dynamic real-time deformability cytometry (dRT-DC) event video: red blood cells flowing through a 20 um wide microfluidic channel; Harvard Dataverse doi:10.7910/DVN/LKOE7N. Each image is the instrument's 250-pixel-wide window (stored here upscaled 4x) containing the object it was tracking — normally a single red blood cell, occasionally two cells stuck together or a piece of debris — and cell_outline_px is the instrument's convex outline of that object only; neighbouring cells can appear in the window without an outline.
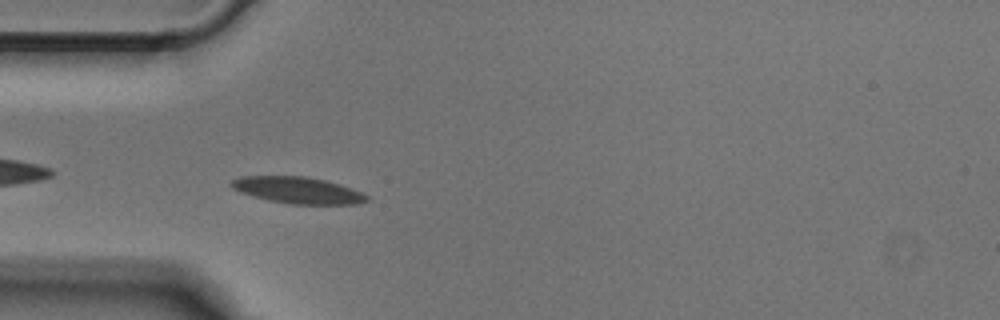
{"species": "Egyptian fruit bat (a non-hibernating species)", "species_latin": "Rousettus aegyptiacus", "temperature_condition": "cold", "stored_images_in_passage": 39, "camera_frame_rate_fps": 3000, "um_per_image_px": 0.085, "animal": {"sex": "male"}, "frame": {"image": 1, "passage_image": 3, "time_ms": 0.667, "image_size_px": [1000, 320], "cell_outline_px": [[368, 200], [360, 204], [292, 204], [268, 200], [252, 196], [240, 192], [232, 188], [228, 184], [232, 180], [240, 176], [304, 176], [324, 180], [360, 192], [368, 196]], "centroid_in_image_um": [25.24, 16.17], "position_along_channel_um": 59.8, "area_um2": 20.75}}
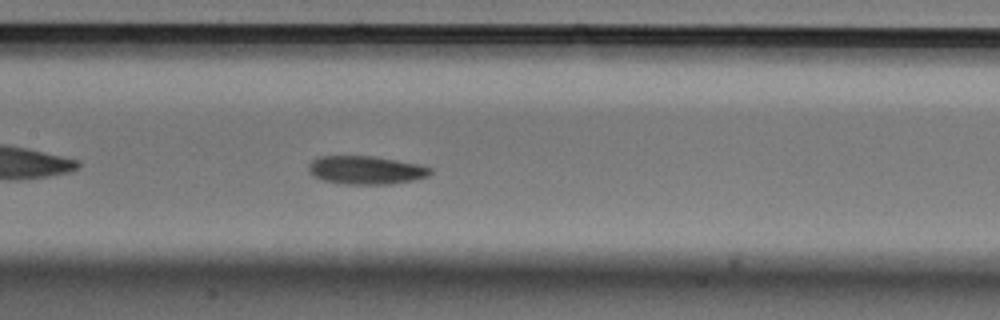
{"frame": {"image": 2, "passage_image": 12, "time_ms": 3.667, "image_size_px": [1000, 320], "cell_outline_px": [[432, 172], [428, 176], [416, 180], [388, 184], [344, 184], [324, 180], [312, 176], [308, 172], [308, 164], [312, 160], [320, 156], [372, 156], [420, 164], [432, 168]], "centroid_in_image_um": [31.1, 14.46], "position_along_channel_um": 176.3, "area_um2": 20.23}}
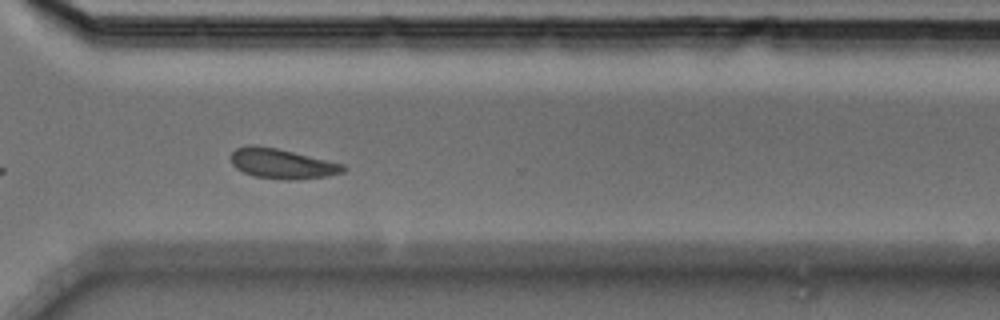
{"frame": {"image": 3, "passage_image": 25, "time_ms": 8.0, "image_size_px": [1000, 320], "cell_outline_px": [[348, 168], [344, 172], [328, 176], [292, 180], [284, 180], [256, 176], [244, 172], [236, 168], [232, 164], [228, 156], [236, 148], [252, 144], [276, 148], [344, 164]], "centroid_in_image_um": [23.96, 13.91], "position_along_channel_um": 346.6, "area_um2": 19.65}}